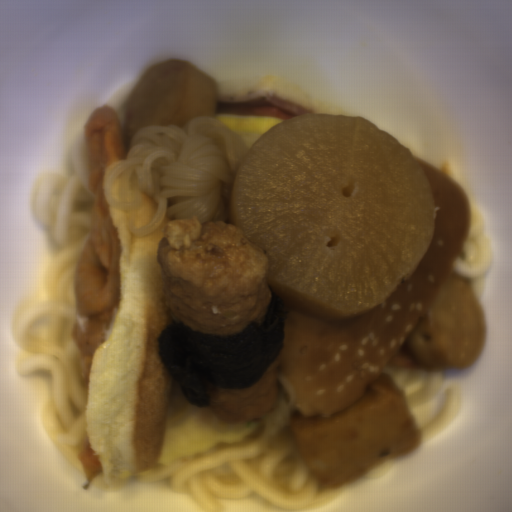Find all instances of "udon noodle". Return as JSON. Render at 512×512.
I'll return each mask as SVG.
<instances>
[{
	"mask_svg": "<svg viewBox=\"0 0 512 512\" xmlns=\"http://www.w3.org/2000/svg\"><path fill=\"white\" fill-rule=\"evenodd\" d=\"M91 200L89 141L81 137L69 150L67 174L48 172L33 184V219L54 242L55 258L44 275L39 300L18 314L10 329V341L20 351L18 376L43 374L44 430L52 446L66 451L90 440L89 381H84L82 357L73 342V280L86 243Z\"/></svg>",
	"mask_w": 512,
	"mask_h": 512,
	"instance_id": "1",
	"label": "udon noodle"
},
{
	"mask_svg": "<svg viewBox=\"0 0 512 512\" xmlns=\"http://www.w3.org/2000/svg\"><path fill=\"white\" fill-rule=\"evenodd\" d=\"M293 414L300 413L278 381L277 402L256 430L173 459H159L132 476L163 484L208 512H222L224 499L249 497L286 512L324 506L339 497L348 482L325 486L304 467L294 439Z\"/></svg>",
	"mask_w": 512,
	"mask_h": 512,
	"instance_id": "2",
	"label": "udon noodle"
},
{
	"mask_svg": "<svg viewBox=\"0 0 512 512\" xmlns=\"http://www.w3.org/2000/svg\"><path fill=\"white\" fill-rule=\"evenodd\" d=\"M468 207L470 219L465 243L448 277L468 280L477 295L494 263V252L485 235L480 211L475 206L468 204Z\"/></svg>",
	"mask_w": 512,
	"mask_h": 512,
	"instance_id": "3",
	"label": "udon noodle"
},
{
	"mask_svg": "<svg viewBox=\"0 0 512 512\" xmlns=\"http://www.w3.org/2000/svg\"><path fill=\"white\" fill-rule=\"evenodd\" d=\"M385 374L403 389L409 408L432 399L438 394L442 382V367L419 368L406 347L391 362Z\"/></svg>",
	"mask_w": 512,
	"mask_h": 512,
	"instance_id": "4",
	"label": "udon noodle"
},
{
	"mask_svg": "<svg viewBox=\"0 0 512 512\" xmlns=\"http://www.w3.org/2000/svg\"><path fill=\"white\" fill-rule=\"evenodd\" d=\"M461 409L460 389L453 387L444 392L441 410L430 423L419 429L418 445L437 438L452 424Z\"/></svg>",
	"mask_w": 512,
	"mask_h": 512,
	"instance_id": "5",
	"label": "udon noodle"
},
{
	"mask_svg": "<svg viewBox=\"0 0 512 512\" xmlns=\"http://www.w3.org/2000/svg\"><path fill=\"white\" fill-rule=\"evenodd\" d=\"M396 455L389 452L383 453L381 458L372 467L354 478H377L384 475L391 469Z\"/></svg>",
	"mask_w": 512,
	"mask_h": 512,
	"instance_id": "6",
	"label": "udon noodle"
}]
</instances>
